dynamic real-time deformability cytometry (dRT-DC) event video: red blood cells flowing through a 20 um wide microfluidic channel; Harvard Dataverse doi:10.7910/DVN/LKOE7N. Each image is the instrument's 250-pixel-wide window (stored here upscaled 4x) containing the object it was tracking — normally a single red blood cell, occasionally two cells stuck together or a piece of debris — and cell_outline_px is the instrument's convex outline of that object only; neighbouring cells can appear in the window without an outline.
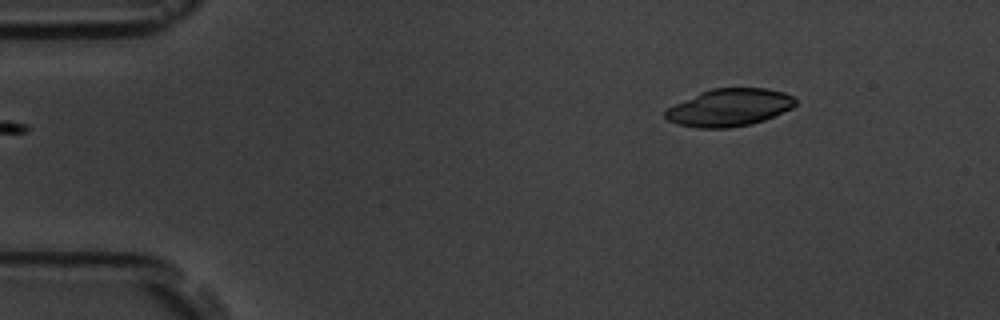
{"species": "common noctule bat (a hibernating species)", "species_latin": "Nyctalus noctula", "temperature_condition": "room temperature", "stored_images_in_passage": 47, "camera_frame_rate_fps": 3000, "um_per_image_px": 0.085, "animal": {"sex": "male", "body_mass_g": 19.5, "forearm_length_mm": 54.6}, "frame": {"image": 1, "passage_image": 1, "time_ms": 0.0, "image_size_px": [1000, 320], "cell_outline_px": [[796, 104], [792, 108], [764, 120], [752, 124], [728, 128], [700, 128], [676, 124], [668, 120], [664, 116], [664, 112], [668, 108], [700, 92], [712, 88], [768, 88], [784, 92], [792, 96], [796, 100]], "centroid_in_image_um": [62.01, 9.14], "position_along_channel_um": 23.0, "area_um2": 28.38}}
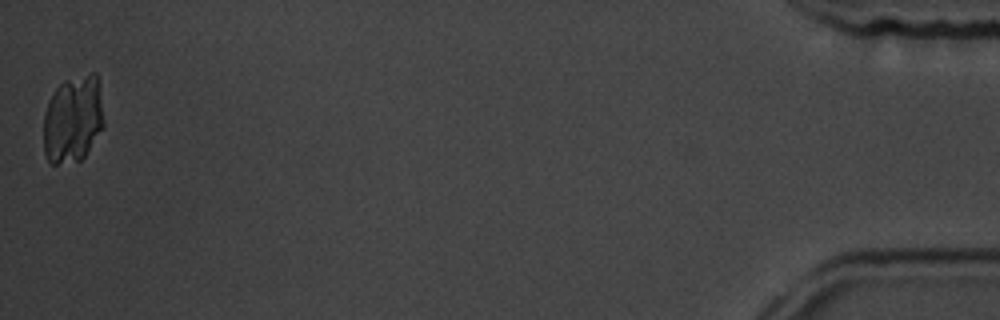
{"frame": {"image": 2, "passage_image": 47, "time_ms": 15.333, "image_size_px": [1000, 320], "cell_outline_px": [[104, 128], [84, 156], [80, 160], [56, 164], [52, 164], [48, 160], [44, 152], [44, 112], [48, 100], [56, 88], [64, 80], [88, 72], [96, 72], [100, 88], [104, 120]], "centroid_in_image_um": [6.21, 10.1], "position_along_channel_um": 429.0, "area_um2": 31.1}}